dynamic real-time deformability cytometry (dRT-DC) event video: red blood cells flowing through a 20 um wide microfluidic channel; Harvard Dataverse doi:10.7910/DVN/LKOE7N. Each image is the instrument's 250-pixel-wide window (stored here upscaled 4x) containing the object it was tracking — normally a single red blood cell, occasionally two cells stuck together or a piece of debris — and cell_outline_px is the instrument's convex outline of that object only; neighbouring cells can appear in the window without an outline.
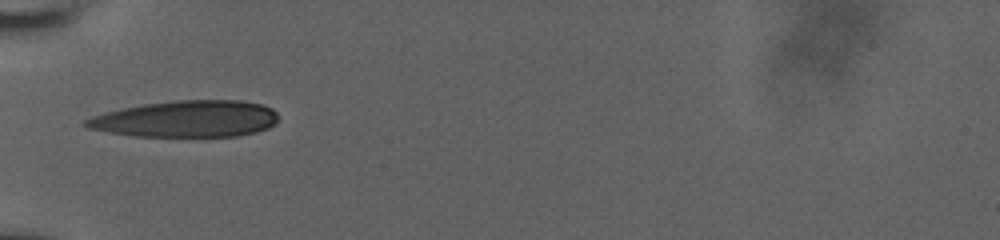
{"species": "human", "species_latin": "Homo sapiens", "temperature_condition": "room temperature", "stored_images_in_passage": 10, "camera_frame_rate_fps": 3000, "um_per_image_px": 0.085, "donor": {"sex": "male"}, "frame": {"image": 1, "passage_image": 1, "time_ms": 0.0, "image_size_px": [1000, 240], "cell_outline_px": [[276, 120], [268, 128], [256, 132], [236, 136], [132, 136], [108, 132], [88, 128], [84, 124], [84, 120], [92, 116], [104, 112], [144, 104], [176, 100], [240, 100], [264, 104], [272, 108], [276, 112]], "centroid_in_image_um": [15.83, 10.1], "position_along_channel_um": 69.2, "area_um2": 40.92}}
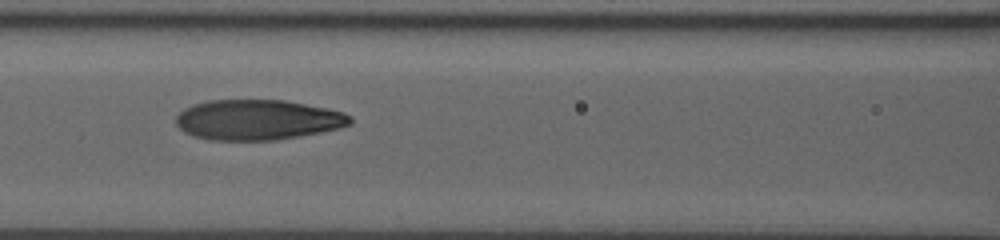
{"frame": {"image": 2, "passage_image": 7, "time_ms": 2.0, "image_size_px": [1000, 240], "cell_outline_px": [[352, 124], [320, 132], [276, 140], [208, 140], [192, 136], [184, 132], [176, 124], [176, 116], [184, 108], [192, 104], [208, 100], [284, 100], [328, 108], [344, 112], [352, 116]], "centroid_in_image_um": [21.88, 10.18], "position_along_channel_um": 144.7, "area_um2": 41.04}}
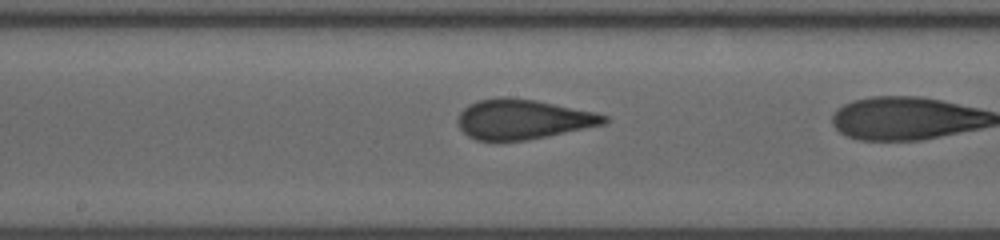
{"frame": {"image": 3, "passage_image": 9, "time_ms": 2.667, "image_size_px": [1000, 240], "cell_outline_px": [[608, 120], [604, 124], [548, 136], [524, 140], [476, 140], [468, 136], [460, 128], [456, 120], [460, 112], [468, 104], [480, 100], [496, 96], [508, 96], [536, 100], [592, 112], [608, 116]], "centroid_in_image_um": [44.39, 10.12], "position_along_channel_um": 203.8, "area_um2": 33.81}}